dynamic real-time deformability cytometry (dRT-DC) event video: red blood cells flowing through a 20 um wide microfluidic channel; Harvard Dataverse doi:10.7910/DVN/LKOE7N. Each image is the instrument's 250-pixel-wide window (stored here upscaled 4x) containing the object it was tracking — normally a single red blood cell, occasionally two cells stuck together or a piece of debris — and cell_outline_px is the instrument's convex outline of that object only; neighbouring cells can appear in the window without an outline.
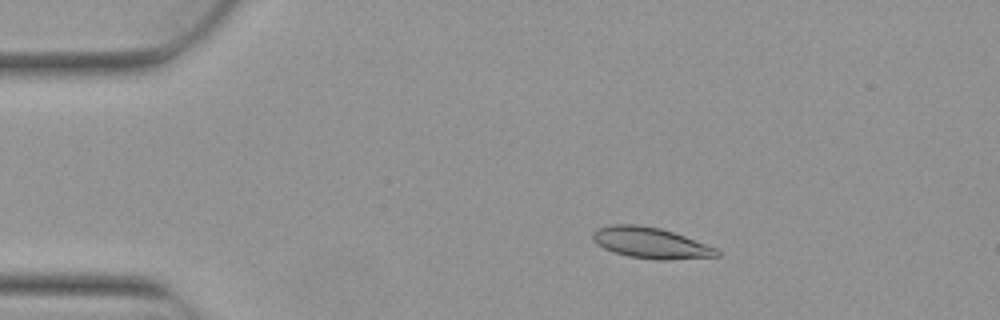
{"species": "Egyptian fruit bat (a non-hibernating species)", "species_latin": "Rousettus aegyptiacus", "temperature_condition": "warm", "stored_images_in_passage": 4, "camera_frame_rate_fps": 3000, "um_per_image_px": 0.085, "animal": {"sex": "female"}, "frame": {"image": 1, "passage_image": 3, "time_ms": 0.667, "image_size_px": [1000, 320], "cell_outline_px": [[720, 256], [668, 260], [660, 260], [628, 256], [604, 248], [596, 244], [592, 240], [592, 232], [596, 228], [612, 224], [636, 224], [660, 228], [684, 236], [716, 248], [720, 252]], "centroid_in_image_um": [55.27, 20.64], "position_along_channel_um": 29.7, "area_um2": 22.31}}